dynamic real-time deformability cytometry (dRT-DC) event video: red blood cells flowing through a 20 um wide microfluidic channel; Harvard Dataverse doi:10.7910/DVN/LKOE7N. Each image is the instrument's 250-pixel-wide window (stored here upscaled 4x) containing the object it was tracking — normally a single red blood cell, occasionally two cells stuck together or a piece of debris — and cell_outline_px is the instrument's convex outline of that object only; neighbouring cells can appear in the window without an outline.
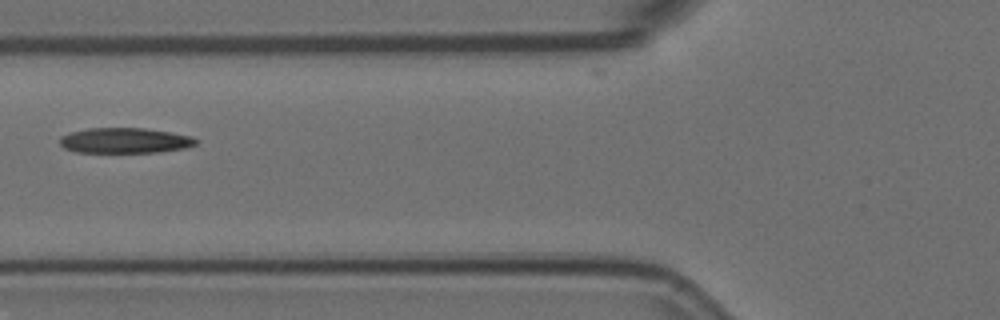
{"species": "Egyptian fruit bat (a non-hibernating species)", "species_latin": "Rousettus aegyptiacus", "temperature_condition": "room temperature", "stored_images_in_passage": 6, "camera_frame_rate_fps": 3000, "um_per_image_px": 0.085, "animal": {"sex": "female"}, "frame": {"image": 1, "passage_image": 6, "time_ms": 1.667, "image_size_px": [1000, 320], "cell_outline_px": [[196, 144], [184, 148], [156, 152], [76, 152], [64, 148], [60, 144], [60, 136], [68, 132], [88, 128], [144, 128], [192, 136], [196, 140]], "centroid_in_image_um": [10.55, 11.94], "position_along_channel_um": 115.2, "area_um2": 20.0}}